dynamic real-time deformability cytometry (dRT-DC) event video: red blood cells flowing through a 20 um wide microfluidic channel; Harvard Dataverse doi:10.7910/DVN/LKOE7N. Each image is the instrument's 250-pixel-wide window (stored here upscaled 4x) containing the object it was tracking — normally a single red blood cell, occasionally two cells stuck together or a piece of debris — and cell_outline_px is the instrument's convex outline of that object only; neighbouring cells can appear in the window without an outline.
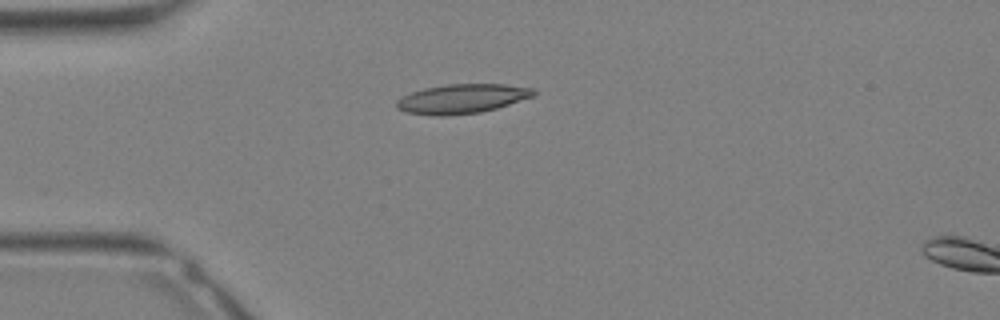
{"species": "Egyptian fruit bat (a non-hibernating species)", "species_latin": "Rousettus aegyptiacus", "temperature_condition": "warm", "stored_images_in_passage": 3, "camera_frame_rate_fps": 3000, "um_per_image_px": 0.085, "animal": {"sex": "female"}, "frame": {"image": 1, "passage_image": 1, "time_ms": 0.0, "image_size_px": [1000, 320], "cell_outline_px": [[536, 96], [496, 108], [480, 112], [444, 116], [436, 116], [408, 112], [396, 108], [396, 100], [400, 96], [424, 88], [448, 84], [504, 84], [536, 88]], "centroid_in_image_um": [39.29, 8.38], "position_along_channel_um": 45.7, "area_um2": 23.58}}